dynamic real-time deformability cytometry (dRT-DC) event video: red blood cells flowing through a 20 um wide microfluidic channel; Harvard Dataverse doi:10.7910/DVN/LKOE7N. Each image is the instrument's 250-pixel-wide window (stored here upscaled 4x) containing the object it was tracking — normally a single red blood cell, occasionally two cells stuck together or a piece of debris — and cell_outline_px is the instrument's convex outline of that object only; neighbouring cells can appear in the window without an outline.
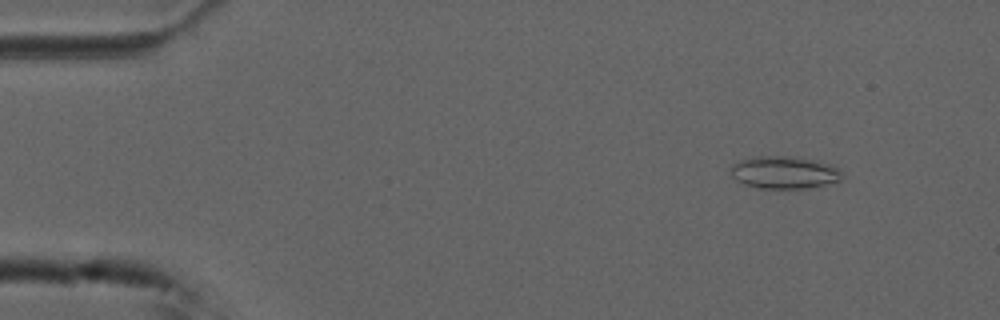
{"species": "common noctule bat (a hibernating species)", "species_latin": "Nyctalus noctula", "temperature_condition": "cold", "stored_images_in_passage": 54, "camera_frame_rate_fps": 3000, "um_per_image_px": 0.085, "animal": {"sex": "male", "forearm_length_mm": 52.5}, "frame": {"image": 1, "passage_image": 6, "time_ms": 1.667, "image_size_px": [1000, 320], "cell_outline_px": [[844, 172], [840, 180], [808, 188], [760, 188], [744, 184], [736, 180], [732, 176], [732, 164], [740, 160], [756, 156], [784, 156], [812, 160], [828, 164], [840, 168]], "centroid_in_image_um": [66.66, 14.66], "position_along_channel_um": 18.3, "area_um2": 20.81}}
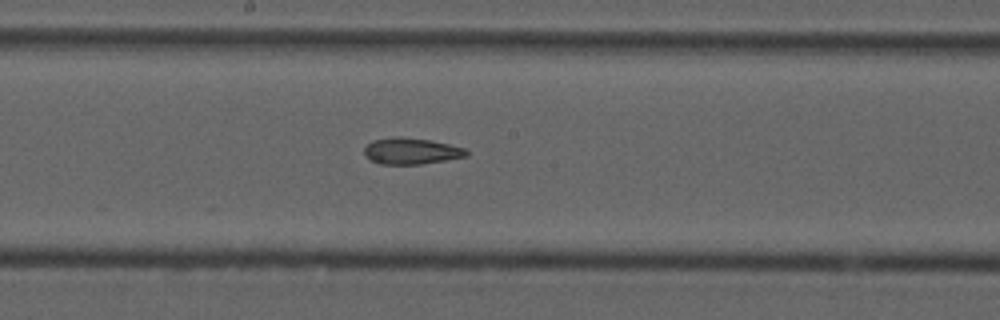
{"frame": {"image": 2, "passage_image": 29, "time_ms": 9.333, "image_size_px": [1000, 320], "cell_outline_px": [[468, 156], [420, 164], [380, 164], [368, 160], [364, 156], [364, 148], [372, 140], [392, 136], [404, 136], [432, 140], [464, 148], [468, 152]], "centroid_in_image_um": [34.89, 12.83], "position_along_channel_um": 213.3, "area_um2": 15.9}}
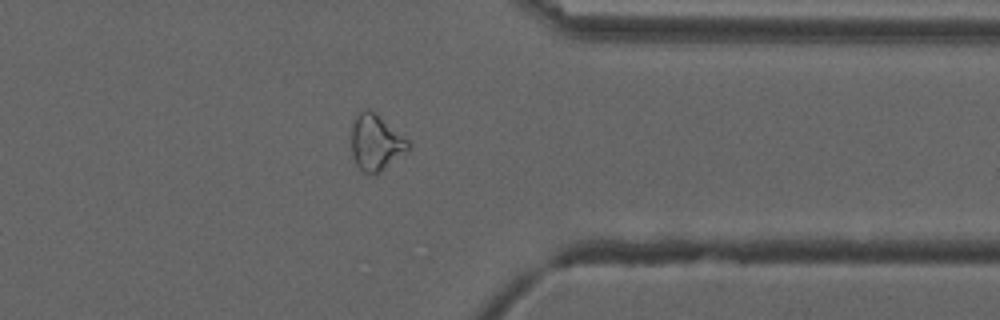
{"frame": {"image": 3, "passage_image": 43, "time_ms": 14.0, "image_size_px": [1000, 320], "cell_outline_px": [[408, 152], [380, 172], [372, 176], [364, 172], [356, 164], [352, 156], [352, 124], [356, 112], [364, 108], [372, 108], [408, 140]], "centroid_in_image_um": [31.93, 12.08], "position_along_channel_um": 379.5, "area_um2": 18.96}, "authors_computed_cell_mechanics": {"area_um2": 19.0162, "velocity_mm_per_s": 3.7404, "shape_relaxation_time_tau1_ms": null, "shape_relaxation_time_tau2_ms": 5.4006, "deformation_change_tau1": null, "deformation_change_tau2": 0.151}}